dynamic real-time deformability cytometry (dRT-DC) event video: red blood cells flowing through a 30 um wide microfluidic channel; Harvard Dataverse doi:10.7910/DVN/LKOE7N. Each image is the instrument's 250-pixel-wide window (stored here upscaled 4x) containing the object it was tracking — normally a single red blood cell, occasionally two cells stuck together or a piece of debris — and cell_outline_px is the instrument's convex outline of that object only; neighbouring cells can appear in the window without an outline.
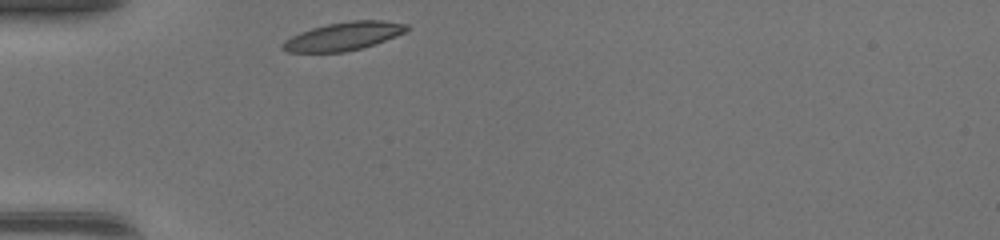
{"species": "common noctule bat (a hibernating species)", "species_latin": "Nyctalus noctula", "temperature_condition": "warm", "stored_images_in_passage": 34, "camera_frame_rate_fps": 3000, "um_per_image_px": 0.085, "animal": {"sex": "female", "body_mass_g": 17.0, "forearm_length_mm": 48.0}, "frame": {"image": 1, "passage_image": 1, "time_ms": 0.0, "image_size_px": [1000, 240], "cell_outline_px": [[412, 28], [396, 36], [376, 44], [344, 52], [288, 52], [280, 48], [280, 44], [284, 40], [300, 32], [312, 28], [328, 24], [352, 20], [380, 20], [408, 24]], "centroid_in_image_um": [29.2, 3.08], "position_along_channel_um": 55.8, "area_um2": 20.46}}
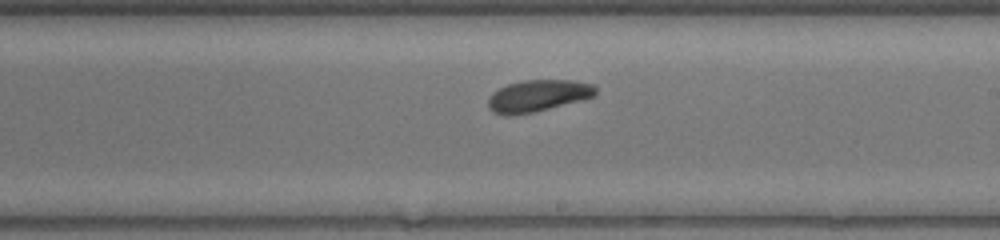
{"frame": {"image": 2, "passage_image": 15, "time_ms": 4.667, "image_size_px": [1000, 240], "cell_outline_px": [[596, 96], [584, 100], [532, 112], [508, 116], [504, 116], [492, 112], [488, 108], [488, 100], [492, 92], [508, 84], [524, 80], [572, 80], [596, 84]], "centroid_in_image_um": [45.75, 8.14], "position_along_channel_um": 243.3, "area_um2": 20.11}}
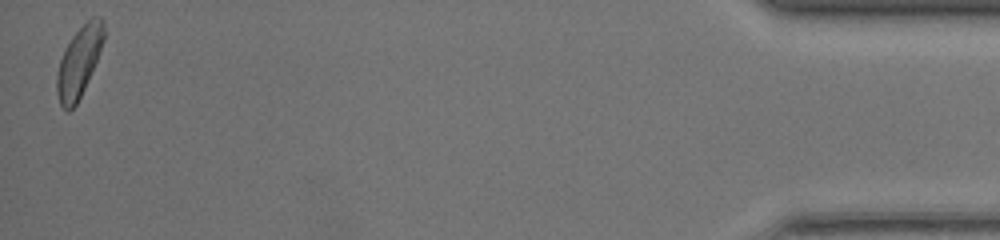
{"frame": {"image": 3, "passage_image": 34, "time_ms": 11.0, "image_size_px": [1000, 240], "cell_outline_px": [[104, 40], [88, 80], [76, 104], [68, 112], [60, 104], [56, 92], [56, 76], [60, 60], [64, 48], [72, 36], [92, 16], [100, 16], [104, 20]], "centroid_in_image_um": [6.71, 5.23], "position_along_channel_um": 428.5, "area_um2": 19.07}, "authors_computed_cell_mechanics": {"area_um2": 19.8254, "velocity_mm_per_s": 4.3, "shape_relaxation_time_tau1_ms": 3.2526, "shape_relaxation_time_tau2_ms": null, "deformation_change_tau1": 0.1234, "deformation_change_tau2": null}}